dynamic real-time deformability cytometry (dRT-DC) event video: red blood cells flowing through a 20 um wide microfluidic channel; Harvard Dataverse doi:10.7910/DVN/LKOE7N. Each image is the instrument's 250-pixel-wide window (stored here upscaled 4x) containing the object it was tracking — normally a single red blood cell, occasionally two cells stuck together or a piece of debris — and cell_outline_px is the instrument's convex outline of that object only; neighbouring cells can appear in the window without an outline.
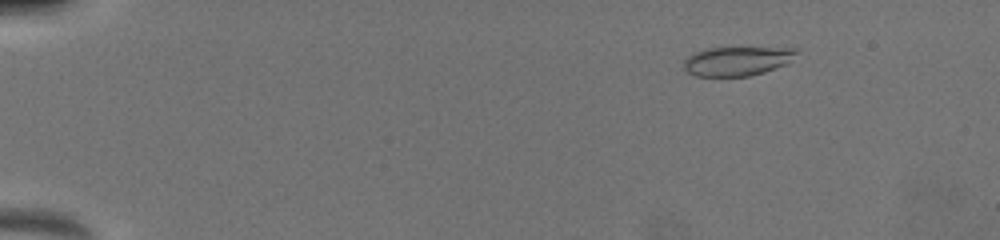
{"species": "common noctule bat (a hibernating species)", "species_latin": "Nyctalus noctula", "temperature_condition": "warm", "stored_images_in_passage": 13, "camera_frame_rate_fps": 3000, "um_per_image_px": 0.085, "animal": {"sex": "female", "body_mass_g": 19.5, "forearm_length_mm": 54.1}, "frame": {"image": 1, "passage_image": 5, "time_ms": 2.333, "image_size_px": [1000, 240], "cell_outline_px": [[800, 48], [788, 64], [764, 72], [748, 76], [696, 76], [688, 72], [684, 68], [684, 60], [692, 52], [704, 48]], "centroid_in_image_um": [62.64, 5.19], "position_along_channel_um": 22.4, "area_um2": 19.19}}
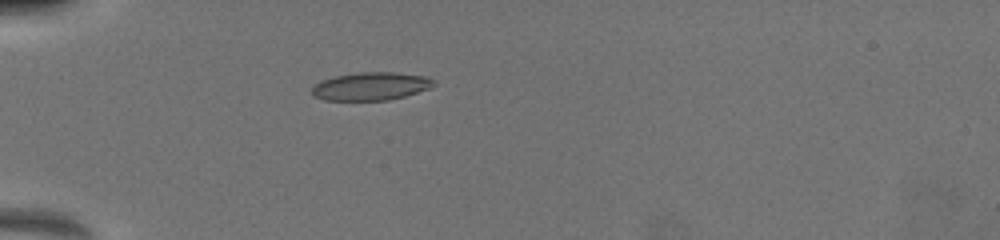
{"frame": {"image": 2, "passage_image": 10, "time_ms": 5.667, "image_size_px": [1000, 240], "cell_outline_px": [[436, 84], [428, 88], [404, 96], [388, 100], [324, 100], [312, 96], [312, 88], [320, 80], [336, 76], [360, 72], [392, 72], [424, 76], [436, 80]], "centroid_in_image_um": [31.5, 7.33], "position_along_channel_um": 53.5, "area_um2": 19.77}}
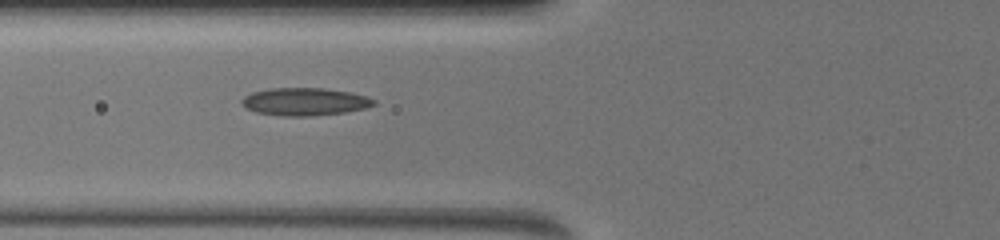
{"frame": {"image": 3, "passage_image": 12, "time_ms": 7.333, "image_size_px": [1000, 240], "cell_outline_px": [[376, 104], [364, 108], [344, 112], [312, 116], [280, 116], [256, 112], [244, 108], [240, 100], [244, 96], [252, 92], [272, 88], [324, 88], [348, 92], [364, 96], [376, 100]], "centroid_in_image_um": [25.85, 8.65], "position_along_channel_um": 100.0, "area_um2": 21.27}}